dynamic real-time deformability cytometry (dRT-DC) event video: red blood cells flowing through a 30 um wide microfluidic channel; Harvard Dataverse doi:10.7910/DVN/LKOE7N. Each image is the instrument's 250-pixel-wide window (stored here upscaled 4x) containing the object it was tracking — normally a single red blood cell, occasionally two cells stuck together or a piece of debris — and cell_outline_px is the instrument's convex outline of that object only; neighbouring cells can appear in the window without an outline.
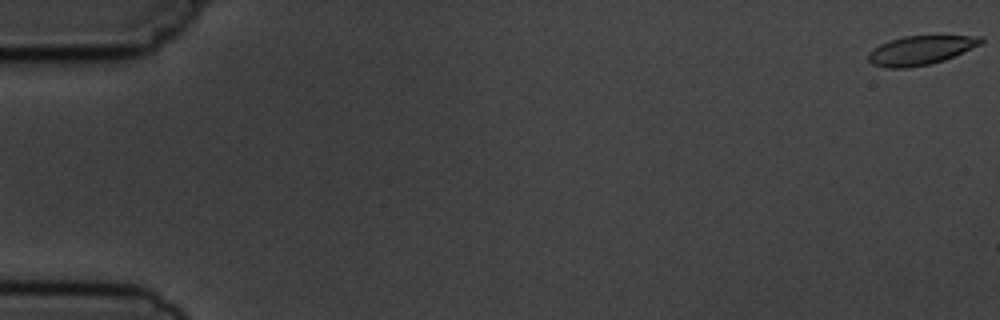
{"species": "common noctule bat (a hibernating species)", "species_latin": "Nyctalus noctula", "temperature_condition": "cold", "stored_images_in_passage": 5, "camera_frame_rate_fps": 3000, "um_per_image_px": 0.085, "animal": {"sex": "male", "body_mass_g": 19.5, "forearm_length_mm": 54.6}, "frame": {"image": 1, "passage_image": 1, "time_ms": 0.0, "image_size_px": [1000, 320], "cell_outline_px": [[984, 40], [980, 44], [944, 60], [928, 64], [908, 68], [888, 68], [872, 64], [868, 60], [868, 52], [880, 44], [904, 36], [984, 36]], "centroid_in_image_um": [78.22, 4.27], "position_along_channel_um": 6.8, "area_um2": 18.79}}
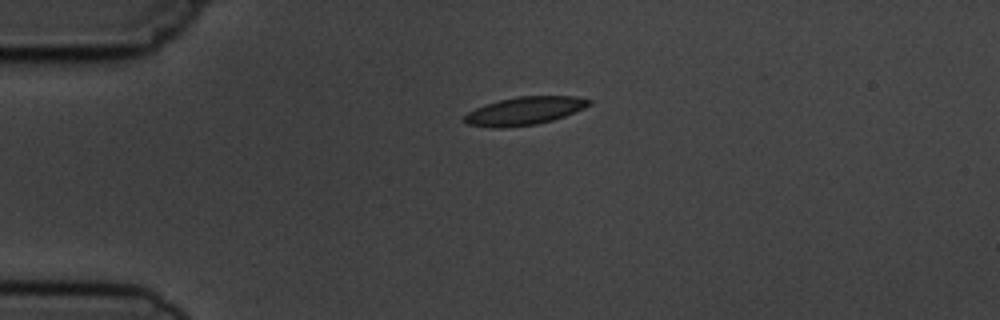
{"frame": {"image": 2, "passage_image": 4, "time_ms": 4.333, "image_size_px": [1000, 320], "cell_outline_px": [[592, 104], [584, 108], [564, 116], [552, 120], [536, 124], [504, 128], [488, 128], [468, 124], [460, 120], [468, 112], [484, 104], [516, 96], [576, 96], [592, 100]], "centroid_in_image_um": [44.55, 9.43], "position_along_channel_um": 40.5, "area_um2": 20.58}}